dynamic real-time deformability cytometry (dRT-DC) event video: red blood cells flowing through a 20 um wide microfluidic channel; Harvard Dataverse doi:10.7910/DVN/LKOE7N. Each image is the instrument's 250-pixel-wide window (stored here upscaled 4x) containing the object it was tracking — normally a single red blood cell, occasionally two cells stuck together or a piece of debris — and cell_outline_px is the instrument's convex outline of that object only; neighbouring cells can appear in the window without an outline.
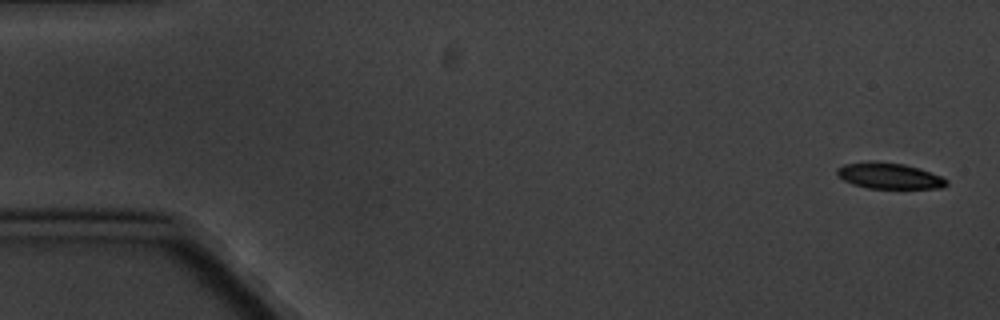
{"species": "common noctule bat (a hibernating species)", "species_latin": "Nyctalus noctula", "temperature_condition": "cold", "stored_images_in_passage": 5, "camera_frame_rate_fps": 3000, "um_per_image_px": 0.085, "animal": {"sex": "male", "body_mass_g": 20.1, "forearm_length_mm": 53.5}, "frame": {"image": 1, "passage_image": 1, "time_ms": 0.0, "image_size_px": [1000, 320], "cell_outline_px": [[948, 184], [940, 188], [868, 188], [852, 184], [844, 180], [836, 172], [836, 168], [844, 164], [868, 160], [876, 160], [904, 164], [920, 168], [940, 176], [948, 180]], "centroid_in_image_um": [75.56, 14.92], "position_along_channel_um": 9.4, "area_um2": 16.7}}
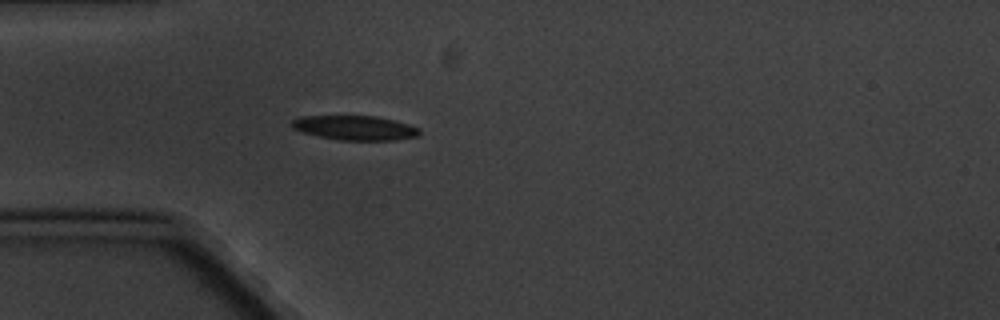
{"frame": {"image": 2, "passage_image": 5, "time_ms": 5.0, "image_size_px": [1000, 320], "cell_outline_px": [[420, 136], [396, 140], [340, 140], [316, 136], [292, 128], [292, 120], [300, 116], [376, 116], [396, 120], [420, 128]], "centroid_in_image_um": [30.21, 10.87], "position_along_channel_um": 54.8, "area_um2": 18.32}}